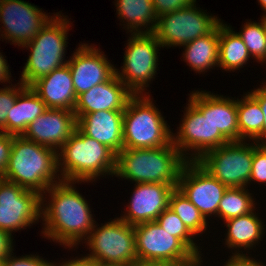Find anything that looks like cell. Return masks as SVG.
<instances>
[{
	"label": "cell",
	"mask_w": 266,
	"mask_h": 266,
	"mask_svg": "<svg viewBox=\"0 0 266 266\" xmlns=\"http://www.w3.org/2000/svg\"><path fill=\"white\" fill-rule=\"evenodd\" d=\"M73 184L75 182L60 181L41 195L43 237L62 244L65 249H73L83 242L96 222L87 199ZM47 193L50 196L48 201Z\"/></svg>",
	"instance_id": "1"
},
{
	"label": "cell",
	"mask_w": 266,
	"mask_h": 266,
	"mask_svg": "<svg viewBox=\"0 0 266 266\" xmlns=\"http://www.w3.org/2000/svg\"><path fill=\"white\" fill-rule=\"evenodd\" d=\"M57 173L55 149L13 135L8 165L2 179L42 195L49 187L62 181Z\"/></svg>",
	"instance_id": "2"
},
{
	"label": "cell",
	"mask_w": 266,
	"mask_h": 266,
	"mask_svg": "<svg viewBox=\"0 0 266 266\" xmlns=\"http://www.w3.org/2000/svg\"><path fill=\"white\" fill-rule=\"evenodd\" d=\"M186 159L174 146L123 148L116 154L114 175L137 183H163L177 188Z\"/></svg>",
	"instance_id": "3"
},
{
	"label": "cell",
	"mask_w": 266,
	"mask_h": 266,
	"mask_svg": "<svg viewBox=\"0 0 266 266\" xmlns=\"http://www.w3.org/2000/svg\"><path fill=\"white\" fill-rule=\"evenodd\" d=\"M57 157L62 181L87 183L115 173L116 154L78 127L57 151Z\"/></svg>",
	"instance_id": "4"
},
{
	"label": "cell",
	"mask_w": 266,
	"mask_h": 266,
	"mask_svg": "<svg viewBox=\"0 0 266 266\" xmlns=\"http://www.w3.org/2000/svg\"><path fill=\"white\" fill-rule=\"evenodd\" d=\"M190 94L178 132L172 133V143L187 161H197L205 152L229 141L210 121V92L196 90Z\"/></svg>",
	"instance_id": "5"
},
{
	"label": "cell",
	"mask_w": 266,
	"mask_h": 266,
	"mask_svg": "<svg viewBox=\"0 0 266 266\" xmlns=\"http://www.w3.org/2000/svg\"><path fill=\"white\" fill-rule=\"evenodd\" d=\"M61 14H54L39 33L22 46L30 50L20 78L25 86H31L36 80L68 63L64 58L71 24L67 16Z\"/></svg>",
	"instance_id": "6"
},
{
	"label": "cell",
	"mask_w": 266,
	"mask_h": 266,
	"mask_svg": "<svg viewBox=\"0 0 266 266\" xmlns=\"http://www.w3.org/2000/svg\"><path fill=\"white\" fill-rule=\"evenodd\" d=\"M146 93V94H145ZM133 95L123 113V148L146 149L172 144V131L150 94Z\"/></svg>",
	"instance_id": "7"
},
{
	"label": "cell",
	"mask_w": 266,
	"mask_h": 266,
	"mask_svg": "<svg viewBox=\"0 0 266 266\" xmlns=\"http://www.w3.org/2000/svg\"><path fill=\"white\" fill-rule=\"evenodd\" d=\"M93 229L85 239L89 258L101 265L134 266L137 263L134 226L119 217Z\"/></svg>",
	"instance_id": "8"
},
{
	"label": "cell",
	"mask_w": 266,
	"mask_h": 266,
	"mask_svg": "<svg viewBox=\"0 0 266 266\" xmlns=\"http://www.w3.org/2000/svg\"><path fill=\"white\" fill-rule=\"evenodd\" d=\"M229 142L205 152L197 162L228 188H248L256 142Z\"/></svg>",
	"instance_id": "9"
},
{
	"label": "cell",
	"mask_w": 266,
	"mask_h": 266,
	"mask_svg": "<svg viewBox=\"0 0 266 266\" xmlns=\"http://www.w3.org/2000/svg\"><path fill=\"white\" fill-rule=\"evenodd\" d=\"M161 47L153 33L131 34L129 37L121 72L115 68V74L133 95H144L148 83L153 81Z\"/></svg>",
	"instance_id": "10"
},
{
	"label": "cell",
	"mask_w": 266,
	"mask_h": 266,
	"mask_svg": "<svg viewBox=\"0 0 266 266\" xmlns=\"http://www.w3.org/2000/svg\"><path fill=\"white\" fill-rule=\"evenodd\" d=\"M137 262L190 265L198 257L156 221L134 226Z\"/></svg>",
	"instance_id": "11"
},
{
	"label": "cell",
	"mask_w": 266,
	"mask_h": 266,
	"mask_svg": "<svg viewBox=\"0 0 266 266\" xmlns=\"http://www.w3.org/2000/svg\"><path fill=\"white\" fill-rule=\"evenodd\" d=\"M220 22L217 16H211L203 9L199 10L195 2L180 10L160 15L153 34L162 48L180 47L207 35Z\"/></svg>",
	"instance_id": "12"
},
{
	"label": "cell",
	"mask_w": 266,
	"mask_h": 266,
	"mask_svg": "<svg viewBox=\"0 0 266 266\" xmlns=\"http://www.w3.org/2000/svg\"><path fill=\"white\" fill-rule=\"evenodd\" d=\"M40 218L41 195L0 178V229L12 235Z\"/></svg>",
	"instance_id": "13"
},
{
	"label": "cell",
	"mask_w": 266,
	"mask_h": 266,
	"mask_svg": "<svg viewBox=\"0 0 266 266\" xmlns=\"http://www.w3.org/2000/svg\"><path fill=\"white\" fill-rule=\"evenodd\" d=\"M177 188L207 220L213 215L218 217V206L228 187L197 161L188 160L181 169Z\"/></svg>",
	"instance_id": "14"
},
{
	"label": "cell",
	"mask_w": 266,
	"mask_h": 266,
	"mask_svg": "<svg viewBox=\"0 0 266 266\" xmlns=\"http://www.w3.org/2000/svg\"><path fill=\"white\" fill-rule=\"evenodd\" d=\"M24 0H0V36L22 47L30 42L52 18ZM2 30V31H1Z\"/></svg>",
	"instance_id": "15"
},
{
	"label": "cell",
	"mask_w": 266,
	"mask_h": 266,
	"mask_svg": "<svg viewBox=\"0 0 266 266\" xmlns=\"http://www.w3.org/2000/svg\"><path fill=\"white\" fill-rule=\"evenodd\" d=\"M99 48L80 44L68 59L76 96L93 86L108 81L115 74V67Z\"/></svg>",
	"instance_id": "16"
},
{
	"label": "cell",
	"mask_w": 266,
	"mask_h": 266,
	"mask_svg": "<svg viewBox=\"0 0 266 266\" xmlns=\"http://www.w3.org/2000/svg\"><path fill=\"white\" fill-rule=\"evenodd\" d=\"M77 127L74 111L47 108L21 135L27 140L58 151Z\"/></svg>",
	"instance_id": "17"
},
{
	"label": "cell",
	"mask_w": 266,
	"mask_h": 266,
	"mask_svg": "<svg viewBox=\"0 0 266 266\" xmlns=\"http://www.w3.org/2000/svg\"><path fill=\"white\" fill-rule=\"evenodd\" d=\"M173 190V186L163 183L135 184L126 213L120 219L132 226L155 221L168 208Z\"/></svg>",
	"instance_id": "18"
},
{
	"label": "cell",
	"mask_w": 266,
	"mask_h": 266,
	"mask_svg": "<svg viewBox=\"0 0 266 266\" xmlns=\"http://www.w3.org/2000/svg\"><path fill=\"white\" fill-rule=\"evenodd\" d=\"M132 96L133 94L114 74L108 81L78 95L73 111L77 120L84 114L92 112L124 111Z\"/></svg>",
	"instance_id": "19"
},
{
	"label": "cell",
	"mask_w": 266,
	"mask_h": 266,
	"mask_svg": "<svg viewBox=\"0 0 266 266\" xmlns=\"http://www.w3.org/2000/svg\"><path fill=\"white\" fill-rule=\"evenodd\" d=\"M123 113L104 110L84 114L77 120V127L117 154L123 149Z\"/></svg>",
	"instance_id": "20"
},
{
	"label": "cell",
	"mask_w": 266,
	"mask_h": 266,
	"mask_svg": "<svg viewBox=\"0 0 266 266\" xmlns=\"http://www.w3.org/2000/svg\"><path fill=\"white\" fill-rule=\"evenodd\" d=\"M30 87L47 108L74 110L77 96L68 64L54 69L49 75L36 80Z\"/></svg>",
	"instance_id": "21"
},
{
	"label": "cell",
	"mask_w": 266,
	"mask_h": 266,
	"mask_svg": "<svg viewBox=\"0 0 266 266\" xmlns=\"http://www.w3.org/2000/svg\"><path fill=\"white\" fill-rule=\"evenodd\" d=\"M226 223L227 234L225 245L232 250H235V254H243L242 250L253 249L257 243L262 241L261 237L264 234V222L259 219L256 212L252 211L249 214L235 217L224 221ZM254 245V246H253Z\"/></svg>",
	"instance_id": "22"
},
{
	"label": "cell",
	"mask_w": 266,
	"mask_h": 266,
	"mask_svg": "<svg viewBox=\"0 0 266 266\" xmlns=\"http://www.w3.org/2000/svg\"><path fill=\"white\" fill-rule=\"evenodd\" d=\"M47 109L45 103L30 87L25 86L16 98L6 118V133L21 136L27 126Z\"/></svg>",
	"instance_id": "23"
},
{
	"label": "cell",
	"mask_w": 266,
	"mask_h": 266,
	"mask_svg": "<svg viewBox=\"0 0 266 266\" xmlns=\"http://www.w3.org/2000/svg\"><path fill=\"white\" fill-rule=\"evenodd\" d=\"M116 13L131 34L153 33L158 16L152 0H115ZM126 23V24H125ZM126 26V27H125ZM144 27V28H143ZM146 28V30H144ZM143 29V30H142Z\"/></svg>",
	"instance_id": "24"
},
{
	"label": "cell",
	"mask_w": 266,
	"mask_h": 266,
	"mask_svg": "<svg viewBox=\"0 0 266 266\" xmlns=\"http://www.w3.org/2000/svg\"><path fill=\"white\" fill-rule=\"evenodd\" d=\"M183 60L197 73H205L212 67H218L219 24L207 35L182 45Z\"/></svg>",
	"instance_id": "25"
},
{
	"label": "cell",
	"mask_w": 266,
	"mask_h": 266,
	"mask_svg": "<svg viewBox=\"0 0 266 266\" xmlns=\"http://www.w3.org/2000/svg\"><path fill=\"white\" fill-rule=\"evenodd\" d=\"M230 25L219 23L218 67L225 71L239 70L251 57L241 37Z\"/></svg>",
	"instance_id": "26"
},
{
	"label": "cell",
	"mask_w": 266,
	"mask_h": 266,
	"mask_svg": "<svg viewBox=\"0 0 266 266\" xmlns=\"http://www.w3.org/2000/svg\"><path fill=\"white\" fill-rule=\"evenodd\" d=\"M210 121L229 142L239 141L236 99L210 91Z\"/></svg>",
	"instance_id": "27"
},
{
	"label": "cell",
	"mask_w": 266,
	"mask_h": 266,
	"mask_svg": "<svg viewBox=\"0 0 266 266\" xmlns=\"http://www.w3.org/2000/svg\"><path fill=\"white\" fill-rule=\"evenodd\" d=\"M239 141L254 140L262 130L264 114L259 102L248 92L237 98Z\"/></svg>",
	"instance_id": "28"
},
{
	"label": "cell",
	"mask_w": 266,
	"mask_h": 266,
	"mask_svg": "<svg viewBox=\"0 0 266 266\" xmlns=\"http://www.w3.org/2000/svg\"><path fill=\"white\" fill-rule=\"evenodd\" d=\"M251 195L244 187L227 188L218 206V218L226 221L256 210V203Z\"/></svg>",
	"instance_id": "29"
},
{
	"label": "cell",
	"mask_w": 266,
	"mask_h": 266,
	"mask_svg": "<svg viewBox=\"0 0 266 266\" xmlns=\"http://www.w3.org/2000/svg\"><path fill=\"white\" fill-rule=\"evenodd\" d=\"M168 207L177 214L194 236L205 233L209 222L178 188L171 192Z\"/></svg>",
	"instance_id": "30"
},
{
	"label": "cell",
	"mask_w": 266,
	"mask_h": 266,
	"mask_svg": "<svg viewBox=\"0 0 266 266\" xmlns=\"http://www.w3.org/2000/svg\"><path fill=\"white\" fill-rule=\"evenodd\" d=\"M246 22L237 34L241 37L251 58L266 63V32L263 16L260 22Z\"/></svg>",
	"instance_id": "31"
},
{
	"label": "cell",
	"mask_w": 266,
	"mask_h": 266,
	"mask_svg": "<svg viewBox=\"0 0 266 266\" xmlns=\"http://www.w3.org/2000/svg\"><path fill=\"white\" fill-rule=\"evenodd\" d=\"M155 221L163 230L171 233V236L179 238L198 258H201L200 248L194 241L195 236L169 207L165 209Z\"/></svg>",
	"instance_id": "32"
},
{
	"label": "cell",
	"mask_w": 266,
	"mask_h": 266,
	"mask_svg": "<svg viewBox=\"0 0 266 266\" xmlns=\"http://www.w3.org/2000/svg\"><path fill=\"white\" fill-rule=\"evenodd\" d=\"M17 86V87H16ZM25 87L20 81L4 88H0V131L6 133V118L12 109L19 92Z\"/></svg>",
	"instance_id": "33"
},
{
	"label": "cell",
	"mask_w": 266,
	"mask_h": 266,
	"mask_svg": "<svg viewBox=\"0 0 266 266\" xmlns=\"http://www.w3.org/2000/svg\"><path fill=\"white\" fill-rule=\"evenodd\" d=\"M266 184V145H257L254 148L250 182Z\"/></svg>",
	"instance_id": "34"
},
{
	"label": "cell",
	"mask_w": 266,
	"mask_h": 266,
	"mask_svg": "<svg viewBox=\"0 0 266 266\" xmlns=\"http://www.w3.org/2000/svg\"><path fill=\"white\" fill-rule=\"evenodd\" d=\"M52 262L44 260L38 254L16 257L12 252L4 261V266H49Z\"/></svg>",
	"instance_id": "35"
},
{
	"label": "cell",
	"mask_w": 266,
	"mask_h": 266,
	"mask_svg": "<svg viewBox=\"0 0 266 266\" xmlns=\"http://www.w3.org/2000/svg\"><path fill=\"white\" fill-rule=\"evenodd\" d=\"M196 0H152L156 15L180 10L195 3Z\"/></svg>",
	"instance_id": "36"
},
{
	"label": "cell",
	"mask_w": 266,
	"mask_h": 266,
	"mask_svg": "<svg viewBox=\"0 0 266 266\" xmlns=\"http://www.w3.org/2000/svg\"><path fill=\"white\" fill-rule=\"evenodd\" d=\"M263 86L249 92L260 104L261 110L264 114V124L261 133L253 140L258 145H266V83Z\"/></svg>",
	"instance_id": "37"
},
{
	"label": "cell",
	"mask_w": 266,
	"mask_h": 266,
	"mask_svg": "<svg viewBox=\"0 0 266 266\" xmlns=\"http://www.w3.org/2000/svg\"><path fill=\"white\" fill-rule=\"evenodd\" d=\"M13 135L0 131V178H2L10 157Z\"/></svg>",
	"instance_id": "38"
},
{
	"label": "cell",
	"mask_w": 266,
	"mask_h": 266,
	"mask_svg": "<svg viewBox=\"0 0 266 266\" xmlns=\"http://www.w3.org/2000/svg\"><path fill=\"white\" fill-rule=\"evenodd\" d=\"M232 254L228 261L224 262V266H266L261 261L257 262L254 258L248 256V254H235L233 251Z\"/></svg>",
	"instance_id": "39"
},
{
	"label": "cell",
	"mask_w": 266,
	"mask_h": 266,
	"mask_svg": "<svg viewBox=\"0 0 266 266\" xmlns=\"http://www.w3.org/2000/svg\"><path fill=\"white\" fill-rule=\"evenodd\" d=\"M13 236L0 229V260L5 261L13 252Z\"/></svg>",
	"instance_id": "40"
},
{
	"label": "cell",
	"mask_w": 266,
	"mask_h": 266,
	"mask_svg": "<svg viewBox=\"0 0 266 266\" xmlns=\"http://www.w3.org/2000/svg\"><path fill=\"white\" fill-rule=\"evenodd\" d=\"M78 258V259H77ZM62 266H99V263H97L95 260L87 257V255L81 258L76 257L75 259H71L68 261H63L60 263Z\"/></svg>",
	"instance_id": "41"
},
{
	"label": "cell",
	"mask_w": 266,
	"mask_h": 266,
	"mask_svg": "<svg viewBox=\"0 0 266 266\" xmlns=\"http://www.w3.org/2000/svg\"><path fill=\"white\" fill-rule=\"evenodd\" d=\"M11 72L7 60L4 58V55L0 52V82L9 83L11 80Z\"/></svg>",
	"instance_id": "42"
},
{
	"label": "cell",
	"mask_w": 266,
	"mask_h": 266,
	"mask_svg": "<svg viewBox=\"0 0 266 266\" xmlns=\"http://www.w3.org/2000/svg\"><path fill=\"white\" fill-rule=\"evenodd\" d=\"M134 266H188V265H179V264H170V263H142V262H137Z\"/></svg>",
	"instance_id": "43"
},
{
	"label": "cell",
	"mask_w": 266,
	"mask_h": 266,
	"mask_svg": "<svg viewBox=\"0 0 266 266\" xmlns=\"http://www.w3.org/2000/svg\"><path fill=\"white\" fill-rule=\"evenodd\" d=\"M202 259H203V258H197L193 263H191V264L188 265V266H201V265H203V264H202V262H203Z\"/></svg>",
	"instance_id": "44"
},
{
	"label": "cell",
	"mask_w": 266,
	"mask_h": 266,
	"mask_svg": "<svg viewBox=\"0 0 266 266\" xmlns=\"http://www.w3.org/2000/svg\"><path fill=\"white\" fill-rule=\"evenodd\" d=\"M258 3H260V6L262 7L263 11L266 13V0H258Z\"/></svg>",
	"instance_id": "45"
},
{
	"label": "cell",
	"mask_w": 266,
	"mask_h": 266,
	"mask_svg": "<svg viewBox=\"0 0 266 266\" xmlns=\"http://www.w3.org/2000/svg\"><path fill=\"white\" fill-rule=\"evenodd\" d=\"M263 23H264V26H265V32H266V15H263Z\"/></svg>",
	"instance_id": "46"
},
{
	"label": "cell",
	"mask_w": 266,
	"mask_h": 266,
	"mask_svg": "<svg viewBox=\"0 0 266 266\" xmlns=\"http://www.w3.org/2000/svg\"><path fill=\"white\" fill-rule=\"evenodd\" d=\"M49 266H62L60 263L58 264V263H51Z\"/></svg>",
	"instance_id": "47"
},
{
	"label": "cell",
	"mask_w": 266,
	"mask_h": 266,
	"mask_svg": "<svg viewBox=\"0 0 266 266\" xmlns=\"http://www.w3.org/2000/svg\"><path fill=\"white\" fill-rule=\"evenodd\" d=\"M0 266H4V261L0 260Z\"/></svg>",
	"instance_id": "48"
},
{
	"label": "cell",
	"mask_w": 266,
	"mask_h": 266,
	"mask_svg": "<svg viewBox=\"0 0 266 266\" xmlns=\"http://www.w3.org/2000/svg\"><path fill=\"white\" fill-rule=\"evenodd\" d=\"M99 266H114V265H101V264H99Z\"/></svg>",
	"instance_id": "49"
}]
</instances>
